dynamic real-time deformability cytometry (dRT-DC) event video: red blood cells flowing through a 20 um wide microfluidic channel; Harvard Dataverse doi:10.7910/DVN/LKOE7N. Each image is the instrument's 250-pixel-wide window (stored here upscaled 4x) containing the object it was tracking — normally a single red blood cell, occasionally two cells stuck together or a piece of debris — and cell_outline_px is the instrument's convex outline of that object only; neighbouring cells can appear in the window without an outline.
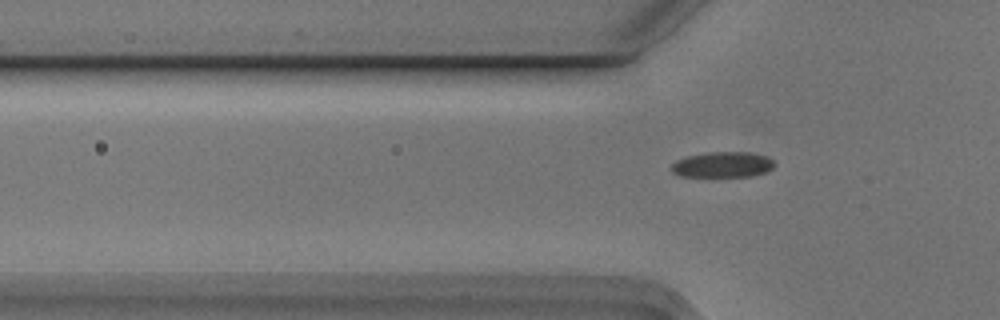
{"species": "Egyptian fruit bat (a non-hibernating species)", "species_latin": "Rousettus aegyptiacus", "temperature_condition": "cold", "stored_images_in_passage": 4, "camera_frame_rate_fps": 3000, "um_per_image_px": 0.085, "animal": {"sex": "male"}, "frame": {"image": 1, "passage_image": 4, "time_ms": 1.0, "image_size_px": [1000, 320], "cell_outline_px": [[776, 164], [768, 172], [752, 176], [680, 176], [672, 172], [672, 164], [676, 160], [688, 156], [708, 152], [748, 152], [768, 156]], "centroid_in_image_um": [61.46, 13.99], "position_along_channel_um": 64.3, "area_um2": 15.37}}